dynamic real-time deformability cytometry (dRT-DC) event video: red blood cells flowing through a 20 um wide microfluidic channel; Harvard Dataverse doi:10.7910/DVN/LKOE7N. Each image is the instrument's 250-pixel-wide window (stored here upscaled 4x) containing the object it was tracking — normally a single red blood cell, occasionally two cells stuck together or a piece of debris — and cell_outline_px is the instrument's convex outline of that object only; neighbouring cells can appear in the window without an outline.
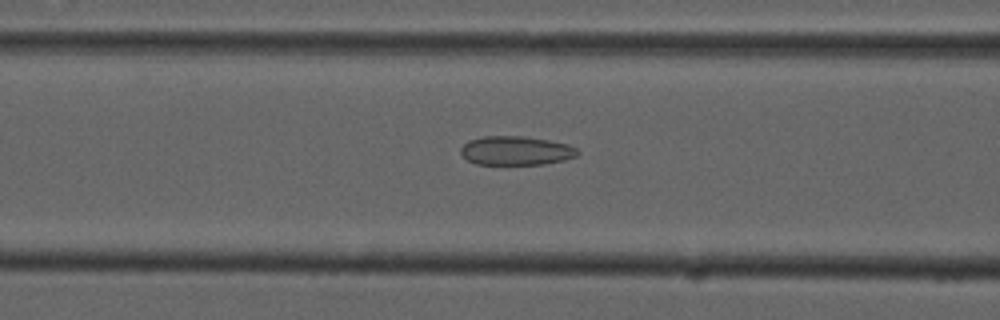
{"species": "common noctule bat (a hibernating species)", "species_latin": "Nyctalus noctula", "temperature_condition": "cold", "stored_images_in_passage": 54, "camera_frame_rate_fps": 3000, "um_per_image_px": 0.085, "animal": {"sex": "male", "forearm_length_mm": 52.5}, "frame": {"image": 1, "passage_image": 21, "time_ms": 6.667, "image_size_px": [1000, 320], "cell_outline_px": [[580, 152], [576, 156], [564, 160], [544, 164], [476, 164], [468, 160], [460, 152], [460, 148], [468, 140], [484, 136], [524, 136], [548, 140], [568, 144], [576, 148]], "centroid_in_image_um": [43.86, 12.8], "position_along_channel_um": 122.7, "area_um2": 19.71}}
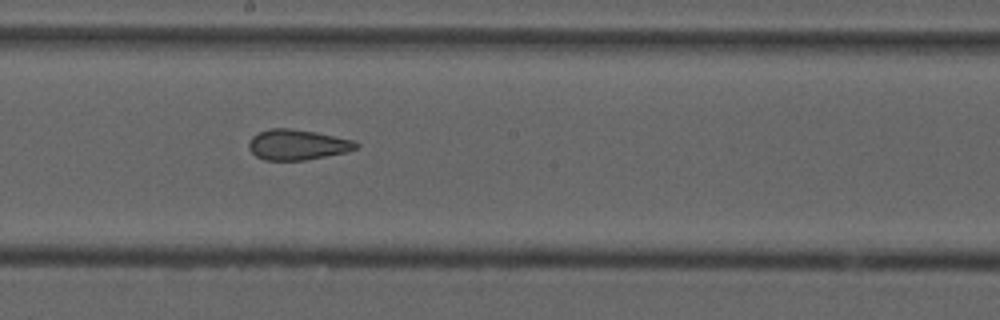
{"frame": {"image": 2, "passage_image": 29, "time_ms": 9.333, "image_size_px": [1000, 320], "cell_outline_px": [[360, 144], [356, 148], [344, 152], [304, 160], [264, 160], [256, 156], [248, 148], [248, 144], [252, 136], [268, 128], [288, 128], [316, 132], [352, 140]], "centroid_in_image_um": [25.23, 12.29], "position_along_channel_um": 223.0, "area_um2": 18.79}}
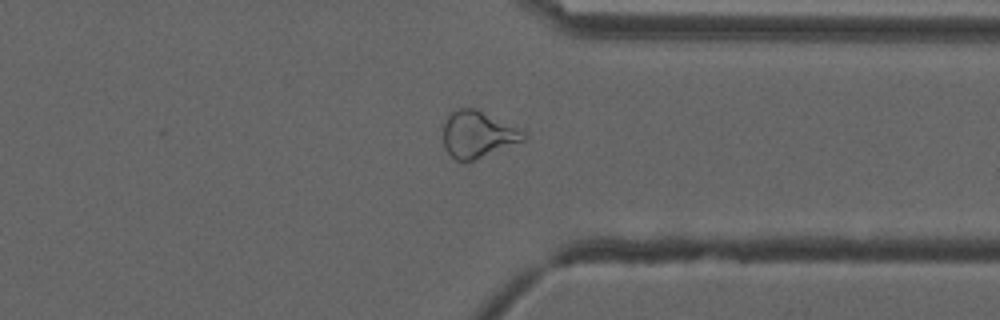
{"frame": {"image": 3, "passage_image": 41, "time_ms": 13.333, "image_size_px": [1000, 320], "cell_outline_px": [[528, 136], [524, 140], [464, 164], [456, 160], [448, 152], [444, 144], [444, 124], [448, 116], [456, 108], [476, 108], [528, 132]], "centroid_in_image_um": [40.63, 11.42], "position_along_channel_um": 370.8, "area_um2": 21.91}, "authors_computed_cell_mechanics": {"area_um2": 23.2356, "velocity_mm_per_s": 3.7547, "shape_relaxation_time_tau1_ms": null, "shape_relaxation_time_tau2_ms": 1.7593, "deformation_change_tau1": null, "deformation_change_tau2": 0.0872}}